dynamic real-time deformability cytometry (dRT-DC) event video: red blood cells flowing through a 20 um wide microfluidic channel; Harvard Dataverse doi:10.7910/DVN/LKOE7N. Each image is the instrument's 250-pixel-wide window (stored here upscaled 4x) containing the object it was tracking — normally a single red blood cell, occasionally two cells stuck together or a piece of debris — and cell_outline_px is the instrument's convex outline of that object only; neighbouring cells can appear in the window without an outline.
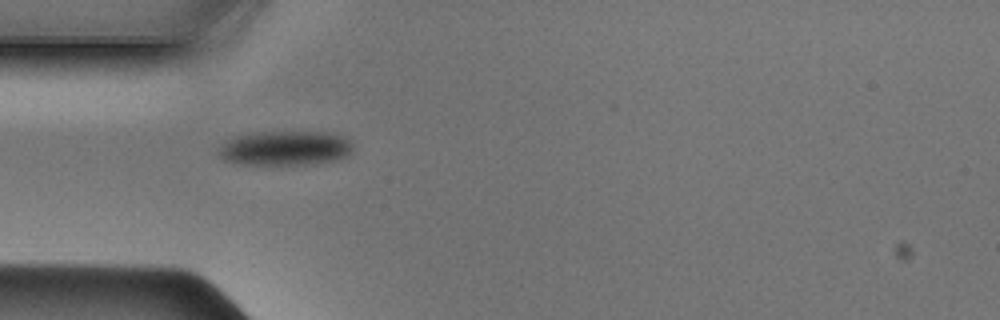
{"species": "Egyptian fruit bat (a non-hibernating species)", "species_latin": "Rousettus aegyptiacus", "temperature_condition": "cold", "stored_images_in_passage": 35, "camera_frame_rate_fps": 3000, "um_per_image_px": 0.085, "animal": {"sex": "male"}, "frame": {"image": 1, "passage_image": 1, "time_ms": 0.0, "image_size_px": [1000, 320], "cell_outline_px": [[352, 152], [348, 156], [336, 160], [316, 164], [236, 164], [224, 160], [216, 152], [216, 148], [220, 144], [232, 136], [252, 132], [328, 132], [344, 136], [352, 144]], "centroid_in_image_um": [24.19, 12.59], "position_along_channel_um": 60.8, "area_um2": 27.63}}
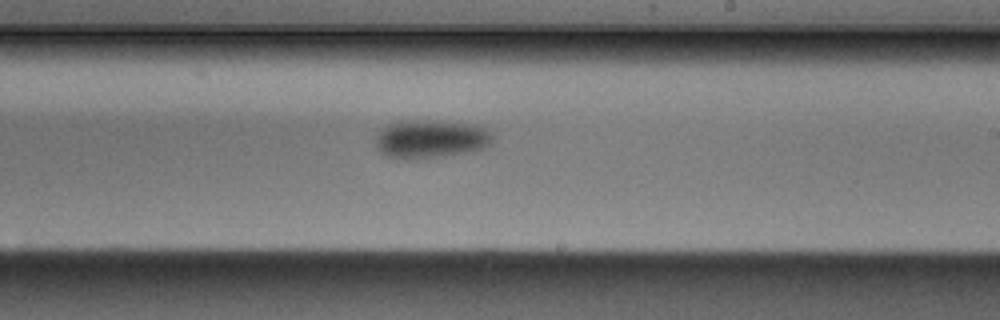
{"frame": {"image": 2, "passage_image": 15, "time_ms": 4.667, "image_size_px": [1000, 320], "cell_outline_px": [[492, 140], [484, 148], [476, 152], [444, 156], [388, 156], [380, 152], [376, 148], [376, 136], [380, 128], [396, 120], [440, 120], [476, 124], [488, 128], [492, 132]], "centroid_in_image_um": [36.67, 11.75], "position_along_channel_um": 252.3, "area_um2": 26.24}}
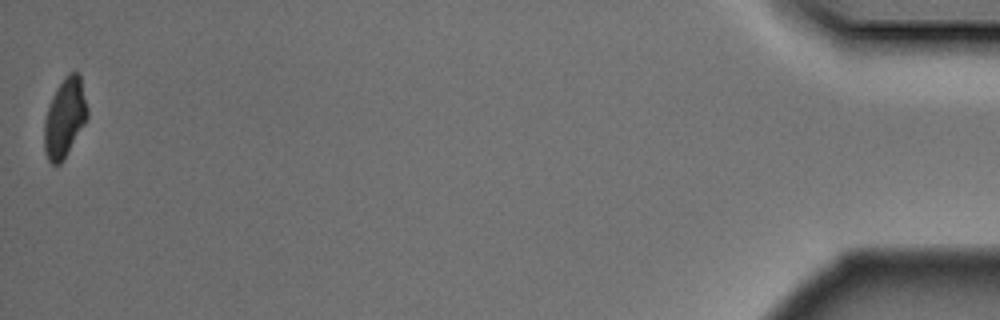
{"frame": {"image": 3, "passage_image": 35, "time_ms": 11.333, "image_size_px": [1000, 320], "cell_outline_px": [[88, 116], [84, 124], [60, 164], [52, 164], [48, 160], [44, 152], [44, 120], [48, 108], [56, 88], [68, 72], [76, 72], [80, 76], [88, 108]], "centroid_in_image_um": [5.49, 10.0], "position_along_channel_um": 429.7, "area_um2": 19.59}}